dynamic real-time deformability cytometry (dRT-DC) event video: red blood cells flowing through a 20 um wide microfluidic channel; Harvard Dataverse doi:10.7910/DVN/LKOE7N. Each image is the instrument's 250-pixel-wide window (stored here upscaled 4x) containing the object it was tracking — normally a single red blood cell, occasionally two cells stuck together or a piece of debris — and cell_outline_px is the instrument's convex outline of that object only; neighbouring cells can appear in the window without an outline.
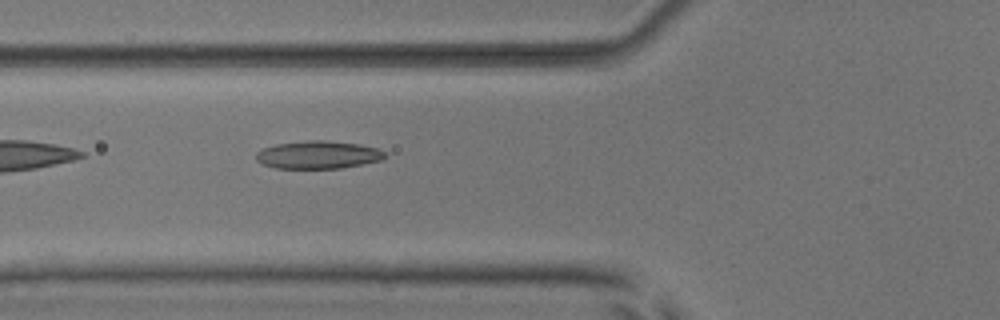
{"species": "common noctule bat (a hibernating species)", "species_latin": "Nyctalus noctula", "temperature_condition": "room temperature", "stored_images_in_passage": 5, "camera_frame_rate_fps": 3000, "um_per_image_px": 0.085, "animal": {"sex": "male", "body_mass_g": 17.9, "forearm_length_mm": 54.2}, "frame": {"image": 1, "passage_image": 5, "time_ms": 4.667, "image_size_px": [1000, 320], "cell_outline_px": [[388, 156], [380, 160], [340, 168], [276, 168], [264, 164], [256, 160], [256, 152], [264, 148], [276, 144], [308, 140], [324, 140], [360, 144], [380, 148]], "centroid_in_image_um": [27.06, 13.15], "position_along_channel_um": 98.7, "area_um2": 20.81}}